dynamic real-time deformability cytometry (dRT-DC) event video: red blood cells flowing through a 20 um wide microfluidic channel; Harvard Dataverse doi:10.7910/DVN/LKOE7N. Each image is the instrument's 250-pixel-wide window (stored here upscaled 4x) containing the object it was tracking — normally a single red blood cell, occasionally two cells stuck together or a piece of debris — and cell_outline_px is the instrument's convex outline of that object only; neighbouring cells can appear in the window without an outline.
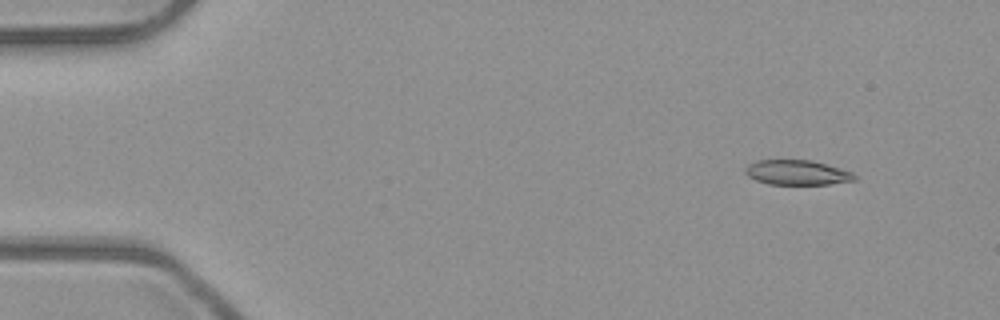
{"species": "common noctule bat (a hibernating species)", "species_latin": "Nyctalus noctula", "temperature_condition": "room temperature", "stored_images_in_passage": 4, "camera_frame_rate_fps": 3000, "um_per_image_px": 0.085, "animal": {"sex": "male", "body_mass_g": 23.1, "forearm_length_mm": 52.7}, "frame": {"image": 1, "passage_image": 1, "time_ms": 0.0, "image_size_px": [1000, 320], "cell_outline_px": [[856, 180], [828, 184], [768, 184], [756, 180], [748, 176], [744, 172], [744, 168], [748, 164], [756, 160], [812, 160], [840, 168], [852, 172], [856, 176]], "centroid_in_image_um": [67.72, 14.66], "position_along_channel_um": 17.3, "area_um2": 15.84}}
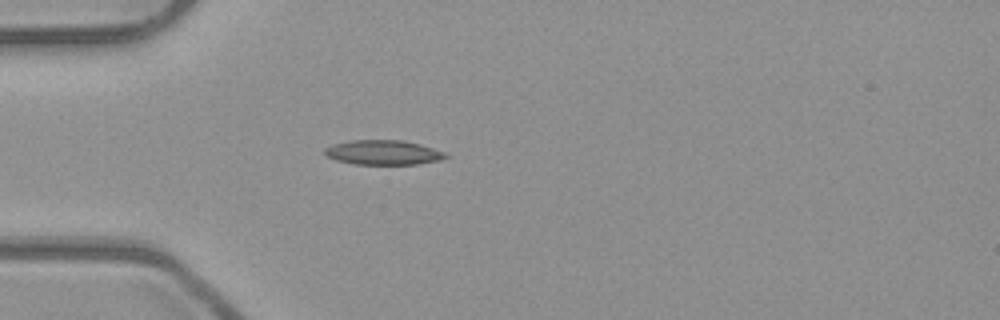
{"frame": {"image": 2, "passage_image": 4, "time_ms": 1.0, "image_size_px": [1000, 320], "cell_outline_px": [[448, 156], [440, 160], [416, 164], [352, 164], [336, 160], [328, 156], [324, 152], [324, 148], [332, 144], [352, 140], [404, 140], [420, 144], [444, 152]], "centroid_in_image_um": [32.55, 12.95], "position_along_channel_um": 52.5, "area_um2": 17.28}}